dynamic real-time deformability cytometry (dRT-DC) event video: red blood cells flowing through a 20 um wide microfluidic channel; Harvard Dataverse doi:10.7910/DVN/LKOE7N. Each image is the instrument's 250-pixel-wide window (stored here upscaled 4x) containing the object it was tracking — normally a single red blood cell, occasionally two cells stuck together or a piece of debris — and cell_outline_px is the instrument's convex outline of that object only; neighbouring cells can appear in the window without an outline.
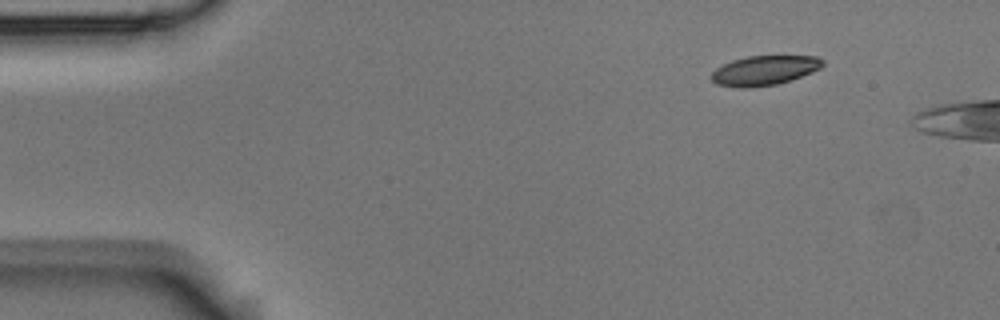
{"species": "Egyptian fruit bat (a non-hibernating species)", "species_latin": "Rousettus aegyptiacus", "temperature_condition": "room temperature", "stored_images_in_passage": 6, "camera_frame_rate_fps": 3000, "um_per_image_px": 0.085, "animal": {"sex": "male"}, "frame": {"image": 1, "passage_image": 6, "time_ms": 1.667, "image_size_px": [1000, 320], "cell_outline_px": [[824, 64], [820, 68], [812, 72], [776, 84], [752, 88], [740, 88], [716, 84], [712, 80], [712, 72], [716, 68], [732, 60], [748, 56], [816, 56], [824, 60]], "centroid_in_image_um": [64.96, 5.98], "position_along_channel_um": 20.0, "area_um2": 19.07}}